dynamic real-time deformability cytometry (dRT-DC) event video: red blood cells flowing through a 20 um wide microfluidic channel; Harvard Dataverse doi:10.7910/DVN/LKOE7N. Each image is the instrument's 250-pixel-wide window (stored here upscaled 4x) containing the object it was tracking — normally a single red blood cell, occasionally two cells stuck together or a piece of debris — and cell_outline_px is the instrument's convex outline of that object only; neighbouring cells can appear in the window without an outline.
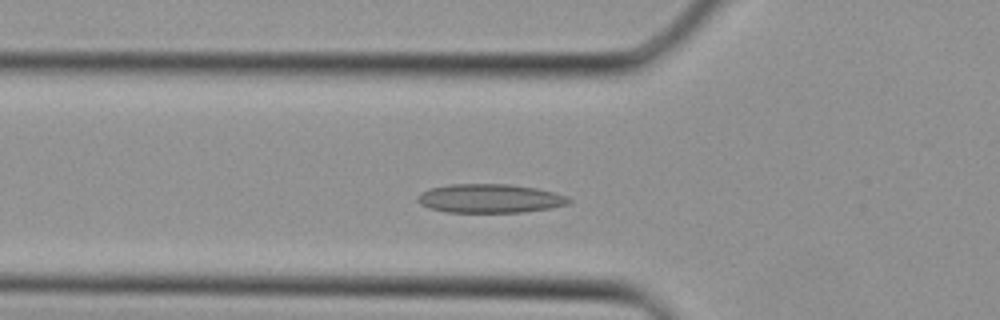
{"species": "Egyptian fruit bat (a non-hibernating species)", "species_latin": "Rousettus aegyptiacus", "temperature_condition": "cold", "stored_images_in_passage": 33, "camera_frame_rate_fps": 3000, "um_per_image_px": 0.085, "animal": {"sex": "female"}, "frame": {"image": 1, "passage_image": 8, "time_ms": 2.333, "image_size_px": [1000, 320], "cell_outline_px": [[572, 200], [568, 204], [552, 208], [524, 212], [448, 212], [428, 208], [420, 204], [416, 200], [416, 196], [420, 192], [428, 188], [448, 184], [508, 184], [536, 188], [556, 192], [568, 196]], "centroid_in_image_um": [41.63, 16.86], "position_along_channel_um": 84.2, "area_um2": 25.78}}
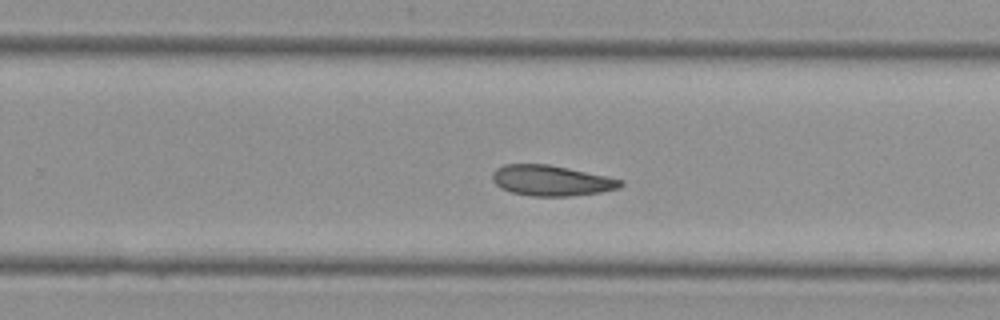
{"frame": {"image": 2, "passage_image": 19, "time_ms": 6.0, "image_size_px": [1000, 320], "cell_outline_px": [[624, 184], [620, 188], [600, 192], [568, 196], [532, 196], [512, 192], [500, 188], [492, 180], [492, 172], [496, 168], [504, 164], [548, 164], [568, 168], [624, 180]], "centroid_in_image_um": [46.85, 15.34], "position_along_channel_um": 283.0, "area_um2": 22.77}}
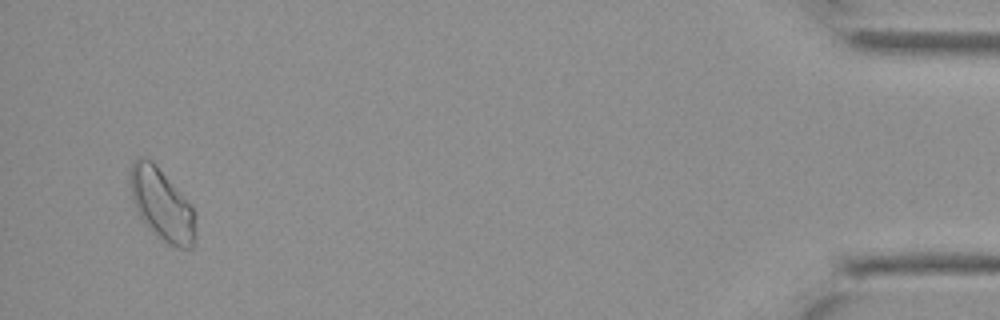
{"frame": {"image": 3, "passage_image": 31, "time_ms": 10.0, "image_size_px": [1000, 320], "cell_outline_px": [[196, 236], [192, 248], [176, 248], [168, 244], [152, 232], [148, 228], [140, 216], [136, 208], [132, 196], [128, 180], [128, 172], [136, 156], [140, 156], [152, 160], [196, 212]], "centroid_in_image_um": [13.74, 17.39], "position_along_channel_um": 421.5, "area_um2": 27.46}}